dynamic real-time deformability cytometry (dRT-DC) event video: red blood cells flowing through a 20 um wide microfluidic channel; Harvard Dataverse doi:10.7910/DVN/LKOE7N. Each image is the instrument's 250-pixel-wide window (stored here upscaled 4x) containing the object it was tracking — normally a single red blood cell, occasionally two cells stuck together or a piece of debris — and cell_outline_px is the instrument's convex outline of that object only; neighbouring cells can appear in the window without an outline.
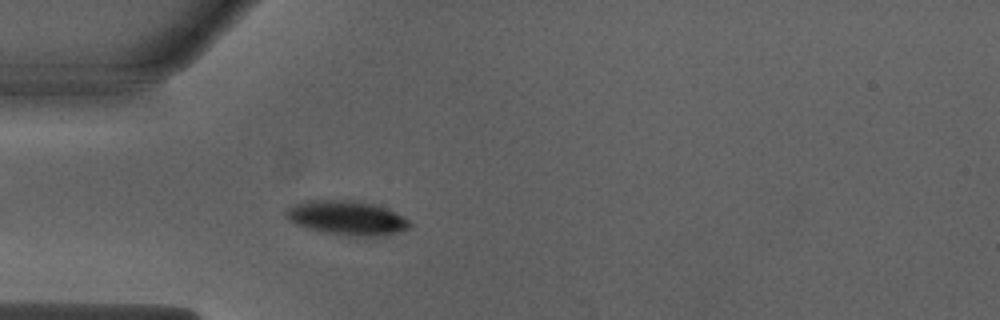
{"species": "Egyptian fruit bat (a non-hibernating species)", "species_latin": "Rousettus aegyptiacus", "temperature_condition": "warm", "stored_images_in_passage": 41, "camera_frame_rate_fps": 3000, "um_per_image_px": 0.085, "animal": {"sex": "male"}, "frame": {"image": 1, "passage_image": 5, "time_ms": 1.333, "image_size_px": [1000, 320], "cell_outline_px": [[412, 224], [408, 228], [384, 236], [344, 236], [320, 232], [304, 228], [288, 220], [284, 216], [284, 208], [292, 204], [304, 200], [352, 200], [372, 204], [384, 208], [404, 216]], "centroid_in_image_um": [29.38, 18.53], "position_along_channel_um": 55.6, "area_um2": 25.14}}
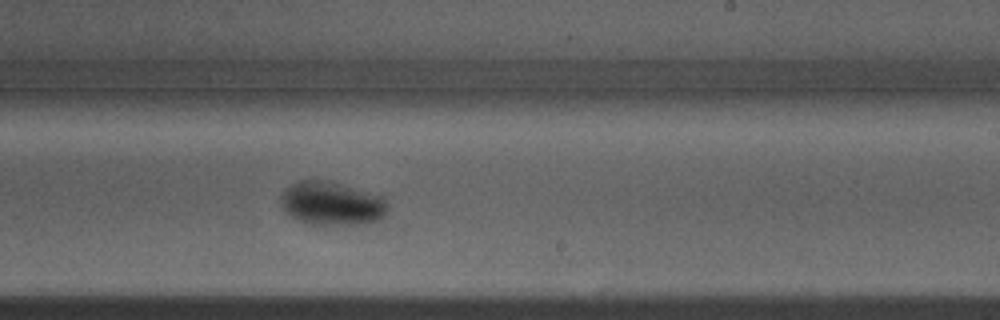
{"frame": {"image": 2, "passage_image": 21, "time_ms": 6.667, "image_size_px": [1000, 320], "cell_outline_px": [[388, 208], [384, 216], [380, 220], [364, 224], [312, 224], [300, 220], [292, 216], [280, 204], [280, 196], [284, 188], [300, 180], [324, 180], [340, 184], [384, 196], [388, 204]], "centroid_in_image_um": [28.22, 17.29], "position_along_channel_um": 260.8, "area_um2": 27.05}}
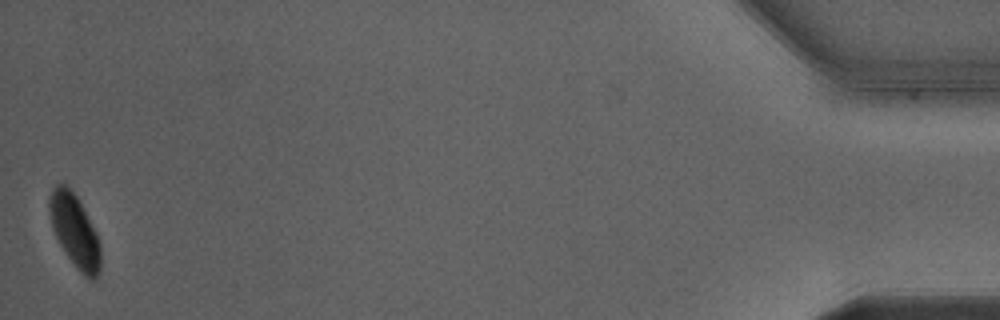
{"frame": {"image": 3, "passage_image": 41, "time_ms": 13.333, "image_size_px": [1000, 320], "cell_outline_px": [[100, 272], [96, 280], [92, 280], [84, 276], [76, 268], [64, 252], [56, 236], [52, 224], [48, 208], [48, 196], [52, 188], [60, 180], [64, 180], [76, 196], [96, 232], [100, 244]], "centroid_in_image_um": [6.33, 19.59], "position_along_channel_um": 428.9, "area_um2": 21.91}, "authors_computed_cell_mechanics": {"area_um2": 25.143, "velocity_mm_per_s": 3.9797, "shape_relaxation_time_tau1_ms": 1.2433, "shape_relaxation_time_tau2_ms": null, "deformation_change_tau1": 0.1332, "deformation_change_tau2": null}}